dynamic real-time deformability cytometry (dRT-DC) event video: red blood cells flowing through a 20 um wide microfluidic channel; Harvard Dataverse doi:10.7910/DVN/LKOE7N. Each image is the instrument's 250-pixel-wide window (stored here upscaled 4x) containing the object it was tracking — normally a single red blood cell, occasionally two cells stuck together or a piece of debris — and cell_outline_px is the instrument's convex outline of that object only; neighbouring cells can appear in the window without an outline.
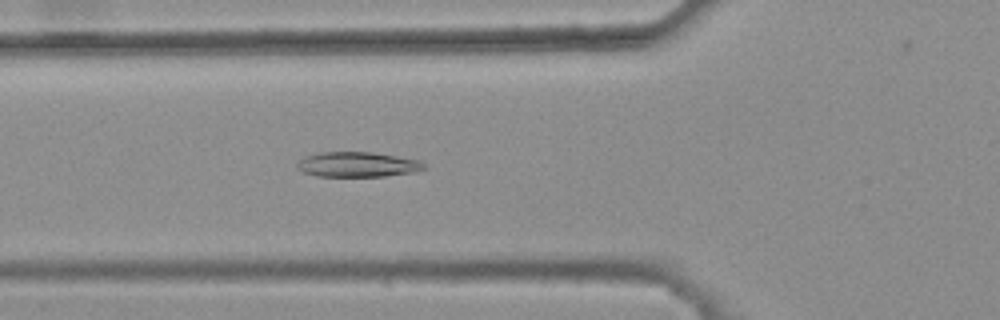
{"species": "common noctule bat (a hibernating species)", "species_latin": "Nyctalus noctula", "temperature_condition": "warm", "stored_images_in_passage": 39, "camera_frame_rate_fps": 3000, "um_per_image_px": 0.085, "animal": {"sex": "female", "body_mass_g": 25.1}, "frame": {"image": 1, "passage_image": 12, "time_ms": 3.667, "image_size_px": [1000, 320], "cell_outline_px": [[428, 168], [416, 172], [384, 176], [316, 176], [304, 172], [296, 168], [296, 164], [304, 156], [320, 152], [372, 152], [420, 160]], "centroid_in_image_um": [30.4, 13.98], "position_along_channel_um": 95.4, "area_um2": 18.61}}
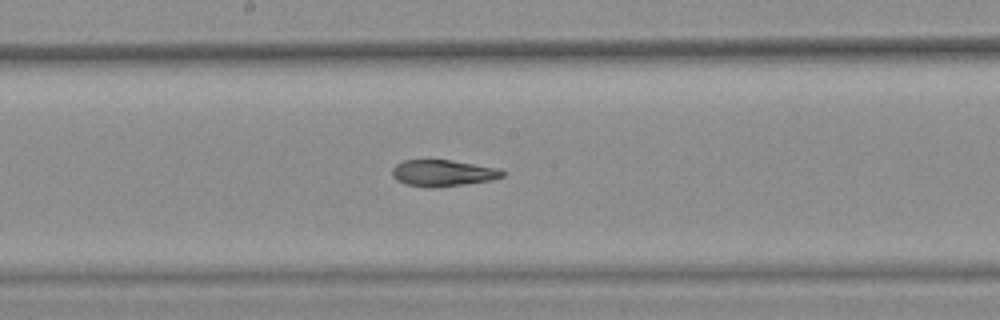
{"frame": {"image": 2, "passage_image": 21, "time_ms": 6.667, "image_size_px": [1000, 320], "cell_outline_px": [[504, 176], [492, 180], [436, 188], [428, 188], [408, 184], [396, 180], [392, 176], [392, 168], [396, 164], [404, 160], [448, 160], [496, 168], [504, 172]], "centroid_in_image_um": [37.6, 14.72], "position_along_channel_um": 210.6, "area_um2": 16.82}}
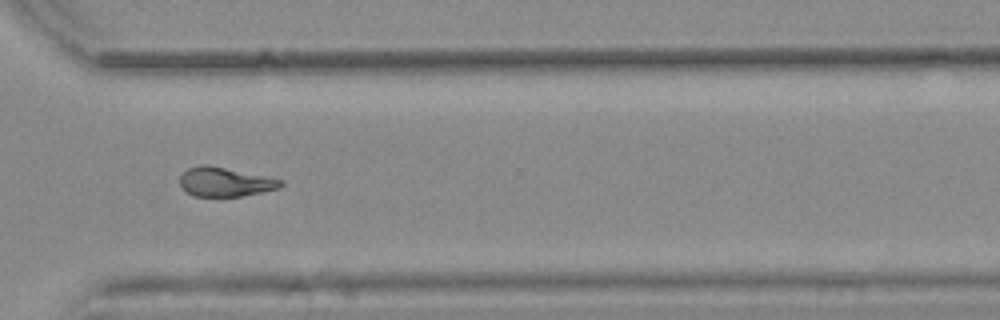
{"frame": {"image": 3, "passage_image": 32, "time_ms": 10.333, "image_size_px": [1000, 320], "cell_outline_px": [[284, 184], [280, 188], [240, 196], [192, 196], [180, 184], [180, 176], [188, 168], [200, 164], [208, 164], [284, 180]], "centroid_in_image_um": [19.14, 15.45], "position_along_channel_um": 351.5, "area_um2": 17.05}, "authors_computed_cell_mechanics": {"area_um2": 17.6868, "velocity_mm_per_s": 3.829, "shape_relaxation_time_tau1_ms": null, "shape_relaxation_time_tau2_ms": 3.7695, "deformation_change_tau1": null, "deformation_change_tau2": 0.0891}}